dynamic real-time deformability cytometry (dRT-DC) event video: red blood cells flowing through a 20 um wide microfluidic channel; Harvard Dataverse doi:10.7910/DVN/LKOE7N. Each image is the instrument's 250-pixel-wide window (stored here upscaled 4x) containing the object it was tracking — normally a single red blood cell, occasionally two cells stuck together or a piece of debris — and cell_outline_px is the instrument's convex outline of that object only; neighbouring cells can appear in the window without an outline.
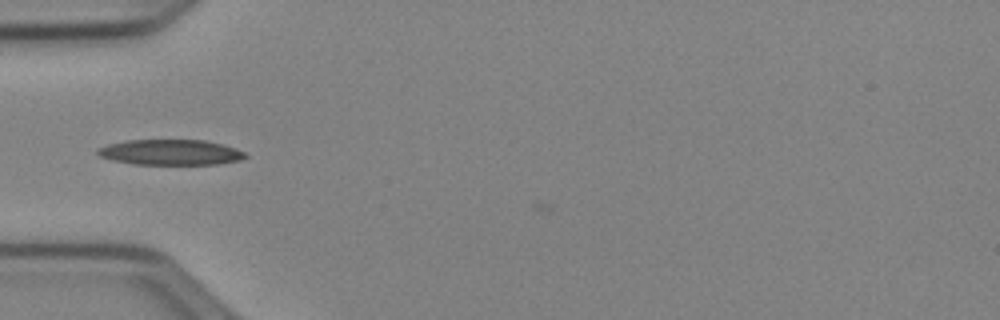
{"species": "Egyptian fruit bat (a non-hibernating species)", "species_latin": "Rousettus aegyptiacus", "temperature_condition": "cold", "stored_images_in_passage": 2, "camera_frame_rate_fps": 3000, "um_per_image_px": 0.085, "animal": {"sex": "female"}, "frame": {"image": 1, "passage_image": 1, "time_ms": 0.0, "image_size_px": [1000, 320], "cell_outline_px": [[248, 156], [240, 160], [220, 164], [132, 164], [112, 160], [100, 156], [96, 152], [96, 148], [108, 144], [128, 140], [204, 140], [224, 144], [236, 148], [244, 152]], "centroid_in_image_um": [14.5, 12.94], "position_along_channel_um": 70.5, "area_um2": 22.02}}